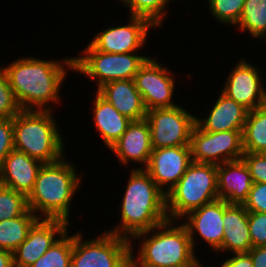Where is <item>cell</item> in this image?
Here are the masks:
<instances>
[{"label":"cell","mask_w":266,"mask_h":267,"mask_svg":"<svg viewBox=\"0 0 266 267\" xmlns=\"http://www.w3.org/2000/svg\"><path fill=\"white\" fill-rule=\"evenodd\" d=\"M253 181L242 159L217 165L218 198L228 204H243Z\"/></svg>","instance_id":"cell-21"},{"label":"cell","mask_w":266,"mask_h":267,"mask_svg":"<svg viewBox=\"0 0 266 267\" xmlns=\"http://www.w3.org/2000/svg\"><path fill=\"white\" fill-rule=\"evenodd\" d=\"M220 92L212 109L206 114L208 116L205 115L203 118L196 116L195 124L207 132L243 131L249 110Z\"/></svg>","instance_id":"cell-20"},{"label":"cell","mask_w":266,"mask_h":267,"mask_svg":"<svg viewBox=\"0 0 266 267\" xmlns=\"http://www.w3.org/2000/svg\"><path fill=\"white\" fill-rule=\"evenodd\" d=\"M218 199L217 165L192 162L166 194L168 219L179 221L191 211Z\"/></svg>","instance_id":"cell-6"},{"label":"cell","mask_w":266,"mask_h":267,"mask_svg":"<svg viewBox=\"0 0 266 267\" xmlns=\"http://www.w3.org/2000/svg\"><path fill=\"white\" fill-rule=\"evenodd\" d=\"M80 55L74 56V71L95 81L97 90L115 80H133L140 67L149 58L142 53H106L96 50L90 43Z\"/></svg>","instance_id":"cell-7"},{"label":"cell","mask_w":266,"mask_h":267,"mask_svg":"<svg viewBox=\"0 0 266 267\" xmlns=\"http://www.w3.org/2000/svg\"><path fill=\"white\" fill-rule=\"evenodd\" d=\"M248 253L252 258L253 267H266V246L253 247Z\"/></svg>","instance_id":"cell-37"},{"label":"cell","mask_w":266,"mask_h":267,"mask_svg":"<svg viewBox=\"0 0 266 267\" xmlns=\"http://www.w3.org/2000/svg\"><path fill=\"white\" fill-rule=\"evenodd\" d=\"M21 108L9 86L3 65H0V118H14Z\"/></svg>","instance_id":"cell-31"},{"label":"cell","mask_w":266,"mask_h":267,"mask_svg":"<svg viewBox=\"0 0 266 267\" xmlns=\"http://www.w3.org/2000/svg\"><path fill=\"white\" fill-rule=\"evenodd\" d=\"M182 222L189 233L194 251L197 243L195 236L203 239L215 252L221 245L224 237L223 200L218 199L195 209L182 218Z\"/></svg>","instance_id":"cell-16"},{"label":"cell","mask_w":266,"mask_h":267,"mask_svg":"<svg viewBox=\"0 0 266 267\" xmlns=\"http://www.w3.org/2000/svg\"><path fill=\"white\" fill-rule=\"evenodd\" d=\"M233 67L221 91L249 111L264 105L266 89L262 81L263 73H260L262 70L245 58H241Z\"/></svg>","instance_id":"cell-13"},{"label":"cell","mask_w":266,"mask_h":267,"mask_svg":"<svg viewBox=\"0 0 266 267\" xmlns=\"http://www.w3.org/2000/svg\"><path fill=\"white\" fill-rule=\"evenodd\" d=\"M121 200L120 223L105 230L131 239L135 234L148 231L168 219L166 194L144 169L133 167Z\"/></svg>","instance_id":"cell-2"},{"label":"cell","mask_w":266,"mask_h":267,"mask_svg":"<svg viewBox=\"0 0 266 267\" xmlns=\"http://www.w3.org/2000/svg\"><path fill=\"white\" fill-rule=\"evenodd\" d=\"M39 218L29 209L24 215L0 221V250L13 252Z\"/></svg>","instance_id":"cell-25"},{"label":"cell","mask_w":266,"mask_h":267,"mask_svg":"<svg viewBox=\"0 0 266 267\" xmlns=\"http://www.w3.org/2000/svg\"><path fill=\"white\" fill-rule=\"evenodd\" d=\"M80 232L73 234L71 267H131L130 239L104 231L86 240Z\"/></svg>","instance_id":"cell-8"},{"label":"cell","mask_w":266,"mask_h":267,"mask_svg":"<svg viewBox=\"0 0 266 267\" xmlns=\"http://www.w3.org/2000/svg\"><path fill=\"white\" fill-rule=\"evenodd\" d=\"M53 110H21L13 118L14 149L44 163L65 155L64 137Z\"/></svg>","instance_id":"cell-5"},{"label":"cell","mask_w":266,"mask_h":267,"mask_svg":"<svg viewBox=\"0 0 266 267\" xmlns=\"http://www.w3.org/2000/svg\"><path fill=\"white\" fill-rule=\"evenodd\" d=\"M126 5L128 16L143 17L149 20L156 28H162L166 18L167 7L173 0H118ZM179 1V0H178ZM184 1V0H183ZM182 2V0H181ZM129 8V9H128Z\"/></svg>","instance_id":"cell-27"},{"label":"cell","mask_w":266,"mask_h":267,"mask_svg":"<svg viewBox=\"0 0 266 267\" xmlns=\"http://www.w3.org/2000/svg\"><path fill=\"white\" fill-rule=\"evenodd\" d=\"M187 267H205V266H203L199 258H197L191 265Z\"/></svg>","instance_id":"cell-39"},{"label":"cell","mask_w":266,"mask_h":267,"mask_svg":"<svg viewBox=\"0 0 266 267\" xmlns=\"http://www.w3.org/2000/svg\"><path fill=\"white\" fill-rule=\"evenodd\" d=\"M29 210L27 196L0 185V221L24 215Z\"/></svg>","instance_id":"cell-29"},{"label":"cell","mask_w":266,"mask_h":267,"mask_svg":"<svg viewBox=\"0 0 266 267\" xmlns=\"http://www.w3.org/2000/svg\"><path fill=\"white\" fill-rule=\"evenodd\" d=\"M96 91L111 103L120 114L131 121L145 119L147 110L134 80L111 81L105 83Z\"/></svg>","instance_id":"cell-22"},{"label":"cell","mask_w":266,"mask_h":267,"mask_svg":"<svg viewBox=\"0 0 266 267\" xmlns=\"http://www.w3.org/2000/svg\"><path fill=\"white\" fill-rule=\"evenodd\" d=\"M243 149L248 153L266 151V106L248 112L242 131Z\"/></svg>","instance_id":"cell-24"},{"label":"cell","mask_w":266,"mask_h":267,"mask_svg":"<svg viewBox=\"0 0 266 267\" xmlns=\"http://www.w3.org/2000/svg\"><path fill=\"white\" fill-rule=\"evenodd\" d=\"M192 162L190 146L159 148L153 149L144 170L167 194L181 179Z\"/></svg>","instance_id":"cell-15"},{"label":"cell","mask_w":266,"mask_h":267,"mask_svg":"<svg viewBox=\"0 0 266 267\" xmlns=\"http://www.w3.org/2000/svg\"><path fill=\"white\" fill-rule=\"evenodd\" d=\"M3 69L21 110L52 111L53 104H61L60 89L68 72L74 71V60L22 57Z\"/></svg>","instance_id":"cell-1"},{"label":"cell","mask_w":266,"mask_h":267,"mask_svg":"<svg viewBox=\"0 0 266 267\" xmlns=\"http://www.w3.org/2000/svg\"><path fill=\"white\" fill-rule=\"evenodd\" d=\"M68 226L70 224L65 220L39 218L27 238L13 251L14 267H29L35 263L69 230Z\"/></svg>","instance_id":"cell-14"},{"label":"cell","mask_w":266,"mask_h":267,"mask_svg":"<svg viewBox=\"0 0 266 267\" xmlns=\"http://www.w3.org/2000/svg\"><path fill=\"white\" fill-rule=\"evenodd\" d=\"M179 222V224H178ZM167 219L154 228L130 239L131 267H187L198 257L186 226ZM177 224V225H175ZM135 240V241H134ZM139 240L137 253L134 243ZM137 254V255H136Z\"/></svg>","instance_id":"cell-3"},{"label":"cell","mask_w":266,"mask_h":267,"mask_svg":"<svg viewBox=\"0 0 266 267\" xmlns=\"http://www.w3.org/2000/svg\"><path fill=\"white\" fill-rule=\"evenodd\" d=\"M245 0H208V9L219 24L236 26L243 11Z\"/></svg>","instance_id":"cell-30"},{"label":"cell","mask_w":266,"mask_h":267,"mask_svg":"<svg viewBox=\"0 0 266 267\" xmlns=\"http://www.w3.org/2000/svg\"><path fill=\"white\" fill-rule=\"evenodd\" d=\"M82 176L65 156L54 163H44L33 190L27 196L29 209L38 218L61 219L70 223V205L80 189Z\"/></svg>","instance_id":"cell-4"},{"label":"cell","mask_w":266,"mask_h":267,"mask_svg":"<svg viewBox=\"0 0 266 267\" xmlns=\"http://www.w3.org/2000/svg\"><path fill=\"white\" fill-rule=\"evenodd\" d=\"M43 163L26 153L13 149L0 167L1 185L28 196L33 190Z\"/></svg>","instance_id":"cell-19"},{"label":"cell","mask_w":266,"mask_h":267,"mask_svg":"<svg viewBox=\"0 0 266 267\" xmlns=\"http://www.w3.org/2000/svg\"><path fill=\"white\" fill-rule=\"evenodd\" d=\"M190 148L193 162L219 165L240 160L244 154L242 130L207 132L195 124Z\"/></svg>","instance_id":"cell-10"},{"label":"cell","mask_w":266,"mask_h":267,"mask_svg":"<svg viewBox=\"0 0 266 267\" xmlns=\"http://www.w3.org/2000/svg\"><path fill=\"white\" fill-rule=\"evenodd\" d=\"M133 80L147 111L179 105L173 102L175 73L157 59L149 57Z\"/></svg>","instance_id":"cell-11"},{"label":"cell","mask_w":266,"mask_h":267,"mask_svg":"<svg viewBox=\"0 0 266 267\" xmlns=\"http://www.w3.org/2000/svg\"><path fill=\"white\" fill-rule=\"evenodd\" d=\"M195 118L196 114L180 105L147 111L145 119L150 127L152 148L190 146Z\"/></svg>","instance_id":"cell-9"},{"label":"cell","mask_w":266,"mask_h":267,"mask_svg":"<svg viewBox=\"0 0 266 267\" xmlns=\"http://www.w3.org/2000/svg\"><path fill=\"white\" fill-rule=\"evenodd\" d=\"M224 237L222 245L214 252L247 253L252 248L249 233L248 211L242 204H228L223 200Z\"/></svg>","instance_id":"cell-18"},{"label":"cell","mask_w":266,"mask_h":267,"mask_svg":"<svg viewBox=\"0 0 266 267\" xmlns=\"http://www.w3.org/2000/svg\"><path fill=\"white\" fill-rule=\"evenodd\" d=\"M249 169L253 183H266V155L244 152L241 158Z\"/></svg>","instance_id":"cell-33"},{"label":"cell","mask_w":266,"mask_h":267,"mask_svg":"<svg viewBox=\"0 0 266 267\" xmlns=\"http://www.w3.org/2000/svg\"><path fill=\"white\" fill-rule=\"evenodd\" d=\"M236 27L239 31L250 33V37L254 40L265 39L266 41V0H245Z\"/></svg>","instance_id":"cell-26"},{"label":"cell","mask_w":266,"mask_h":267,"mask_svg":"<svg viewBox=\"0 0 266 267\" xmlns=\"http://www.w3.org/2000/svg\"><path fill=\"white\" fill-rule=\"evenodd\" d=\"M242 205L248 212L266 213V183H253Z\"/></svg>","instance_id":"cell-34"},{"label":"cell","mask_w":266,"mask_h":267,"mask_svg":"<svg viewBox=\"0 0 266 267\" xmlns=\"http://www.w3.org/2000/svg\"><path fill=\"white\" fill-rule=\"evenodd\" d=\"M126 25L106 27L90 40V44L101 52L132 53L141 51L147 44L150 30L156 28L143 17L128 16ZM128 23V24H127ZM144 46V47H143Z\"/></svg>","instance_id":"cell-12"},{"label":"cell","mask_w":266,"mask_h":267,"mask_svg":"<svg viewBox=\"0 0 266 267\" xmlns=\"http://www.w3.org/2000/svg\"><path fill=\"white\" fill-rule=\"evenodd\" d=\"M248 225L252 248L266 246V213L248 212Z\"/></svg>","instance_id":"cell-32"},{"label":"cell","mask_w":266,"mask_h":267,"mask_svg":"<svg viewBox=\"0 0 266 267\" xmlns=\"http://www.w3.org/2000/svg\"><path fill=\"white\" fill-rule=\"evenodd\" d=\"M109 150L115 154L121 166L128 167L130 162H134L142 166L138 169H144L153 151L150 127L146 119L132 121Z\"/></svg>","instance_id":"cell-17"},{"label":"cell","mask_w":266,"mask_h":267,"mask_svg":"<svg viewBox=\"0 0 266 267\" xmlns=\"http://www.w3.org/2000/svg\"><path fill=\"white\" fill-rule=\"evenodd\" d=\"M0 267H14L13 252L0 250Z\"/></svg>","instance_id":"cell-38"},{"label":"cell","mask_w":266,"mask_h":267,"mask_svg":"<svg viewBox=\"0 0 266 267\" xmlns=\"http://www.w3.org/2000/svg\"><path fill=\"white\" fill-rule=\"evenodd\" d=\"M95 99L92 102L93 124L97 133H99L105 147L111 148L112 145L126 131L128 125L132 122L123 116L118 110L104 99L97 91Z\"/></svg>","instance_id":"cell-23"},{"label":"cell","mask_w":266,"mask_h":267,"mask_svg":"<svg viewBox=\"0 0 266 267\" xmlns=\"http://www.w3.org/2000/svg\"><path fill=\"white\" fill-rule=\"evenodd\" d=\"M221 262L220 267H253L252 258L248 252L235 253L224 258V261L222 260Z\"/></svg>","instance_id":"cell-36"},{"label":"cell","mask_w":266,"mask_h":267,"mask_svg":"<svg viewBox=\"0 0 266 267\" xmlns=\"http://www.w3.org/2000/svg\"><path fill=\"white\" fill-rule=\"evenodd\" d=\"M13 149V118H0V167Z\"/></svg>","instance_id":"cell-35"},{"label":"cell","mask_w":266,"mask_h":267,"mask_svg":"<svg viewBox=\"0 0 266 267\" xmlns=\"http://www.w3.org/2000/svg\"><path fill=\"white\" fill-rule=\"evenodd\" d=\"M67 230L35 263L29 267H71L73 235Z\"/></svg>","instance_id":"cell-28"}]
</instances>
